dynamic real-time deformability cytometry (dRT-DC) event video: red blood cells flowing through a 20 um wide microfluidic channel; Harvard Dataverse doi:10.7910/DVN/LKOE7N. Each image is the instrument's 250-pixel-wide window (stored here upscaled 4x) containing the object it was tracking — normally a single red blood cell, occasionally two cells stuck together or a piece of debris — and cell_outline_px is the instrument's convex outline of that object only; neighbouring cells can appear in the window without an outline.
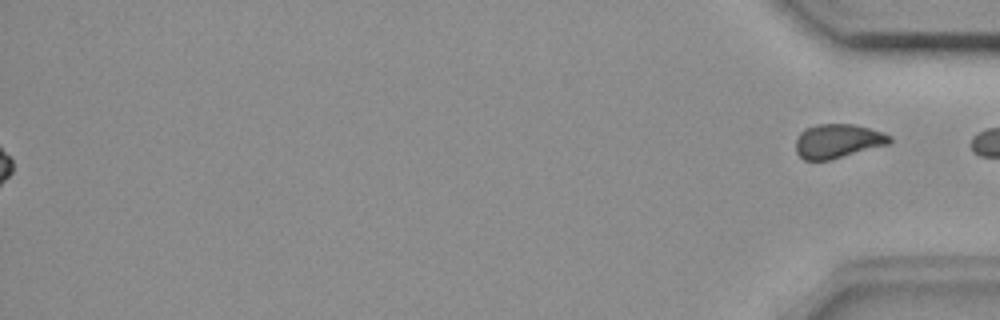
{"species": "common noctule bat (a hibernating species)", "species_latin": "Nyctalus noctula", "temperature_condition": "room temperature", "stored_images_in_passage": 43, "segment_of_instrument_passage": [2, 2], "camera_frame_rate_fps": 3000, "um_per_image_px": 0.085, "animal": {"sex": "female", "body_mass_g": 18.4}, "frame": {"image": 1, "passage_image": 43, "time_ms": 14.0, "image_size_px": [1000, 320], "cell_outline_px": [[892, 140], [888, 144], [832, 160], [804, 160], [796, 152], [796, 140], [800, 132], [804, 128], [816, 124], [856, 124], [892, 136]], "centroid_in_image_um": [71.19, 11.99], "position_along_channel_um": 364.0, "area_um2": 18.73}}